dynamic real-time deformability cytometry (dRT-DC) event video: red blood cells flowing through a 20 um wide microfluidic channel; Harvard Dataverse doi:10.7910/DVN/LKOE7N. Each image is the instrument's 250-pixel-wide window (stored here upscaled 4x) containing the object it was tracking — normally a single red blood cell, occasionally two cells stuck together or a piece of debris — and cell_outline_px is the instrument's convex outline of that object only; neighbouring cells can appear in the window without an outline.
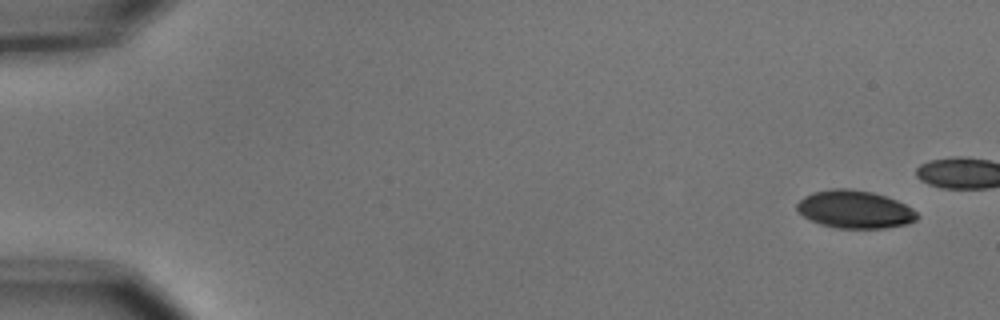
{"species": "common noctule bat (a hibernating species)", "species_latin": "Nyctalus noctula", "temperature_condition": "cold", "stored_images_in_passage": 5, "camera_frame_rate_fps": 3000, "um_per_image_px": 0.085, "animal": {"sex": "male", "body_mass_g": 15.6}, "frame": {"image": 1, "passage_image": 1, "time_ms": 0.0, "image_size_px": [1000, 320], "cell_outline_px": [[920, 216], [916, 220], [908, 224], [884, 228], [836, 228], [820, 224], [808, 220], [796, 208], [796, 204], [804, 196], [812, 192], [832, 188], [848, 188], [872, 192], [896, 200], [912, 208]], "centroid_in_image_um": [72.64, 17.8], "position_along_channel_um": 12.4, "area_um2": 26.59}}